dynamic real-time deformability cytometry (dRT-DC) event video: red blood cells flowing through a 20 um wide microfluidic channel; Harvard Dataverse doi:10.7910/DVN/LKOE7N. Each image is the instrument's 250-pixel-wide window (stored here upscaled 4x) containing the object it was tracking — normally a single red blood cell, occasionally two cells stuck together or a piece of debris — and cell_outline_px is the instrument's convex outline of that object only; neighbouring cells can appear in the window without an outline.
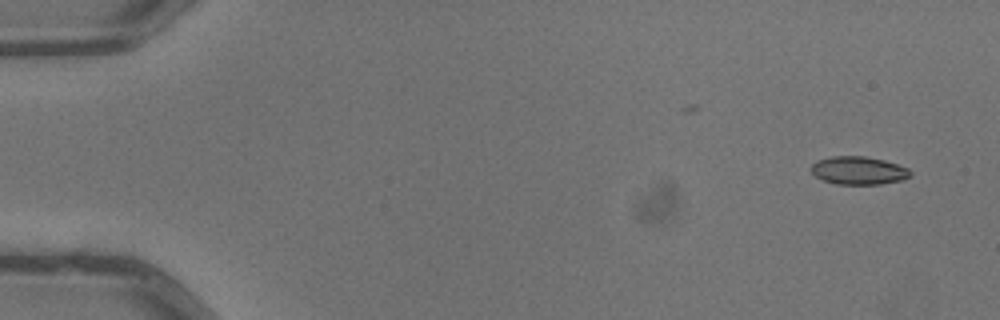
{"species": "common noctule bat (a hibernating species)", "species_latin": "Nyctalus noctula", "temperature_condition": "warm", "stored_images_in_passage": 4, "camera_frame_rate_fps": 3000, "um_per_image_px": 0.085, "animal": {"sex": "male", "body_mass_g": 13.3}, "frame": {"image": 1, "passage_image": 1, "time_ms": 0.0, "image_size_px": [1000, 320], "cell_outline_px": [[912, 172], [904, 180], [880, 184], [836, 184], [824, 180], [816, 176], [812, 172], [812, 164], [816, 160], [832, 156], [864, 156], [884, 160], [908, 168]], "centroid_in_image_um": [72.98, 14.49], "position_along_channel_um": 12.0, "area_um2": 16.13}}
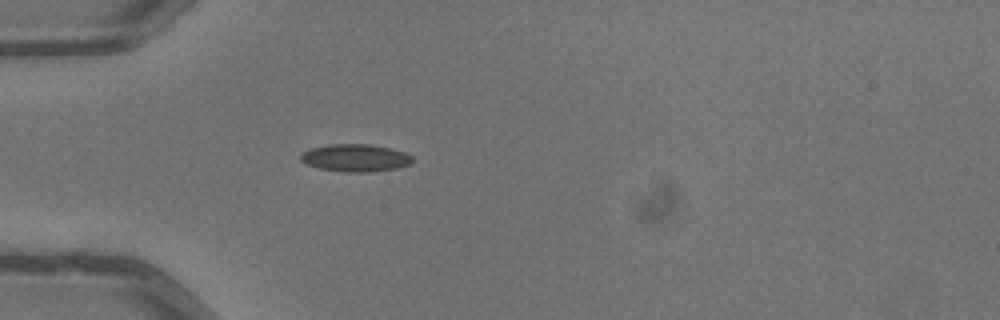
{"frame": {"image": 2, "passage_image": 4, "time_ms": 1.0, "image_size_px": [1000, 320], "cell_outline_px": [[412, 160], [408, 164], [396, 168], [368, 172], [348, 172], [320, 168], [304, 164], [300, 160], [300, 156], [304, 152], [312, 148], [328, 144], [368, 144], [392, 148], [404, 152], [412, 156]], "centroid_in_image_um": [30.19, 13.41], "position_along_channel_um": 54.8, "area_um2": 17.74}}